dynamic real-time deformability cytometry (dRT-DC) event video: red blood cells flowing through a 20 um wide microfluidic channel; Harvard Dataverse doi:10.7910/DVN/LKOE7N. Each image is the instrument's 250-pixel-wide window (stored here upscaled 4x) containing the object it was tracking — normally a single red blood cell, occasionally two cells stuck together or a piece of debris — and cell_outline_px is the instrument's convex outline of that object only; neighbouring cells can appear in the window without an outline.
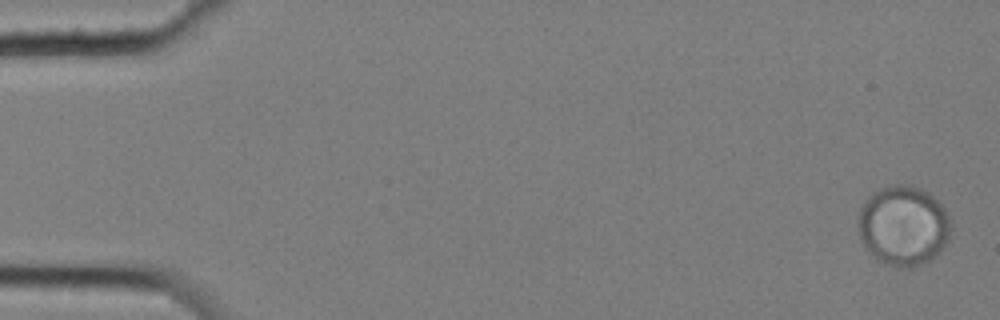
{"species": "common noctule bat (a hibernating species)", "species_latin": "Nyctalus noctula", "temperature_condition": "cold", "stored_images_in_passage": 5, "camera_frame_rate_fps": 3000, "um_per_image_px": 0.085, "animal": {"sex": "female", "body_mass_g": 25.1}, "frame": {"image": 1, "passage_image": 1, "time_ms": 0.0, "image_size_px": [1000, 320], "cell_outline_px": [[952, 224], [944, 248], [940, 252], [928, 260], [912, 268], [908, 268], [888, 264], [876, 256], [864, 244], [860, 236], [856, 224], [856, 220], [860, 208], [872, 192], [880, 188], [896, 184], [912, 184], [928, 192], [944, 208]], "centroid_in_image_um": [76.78, 19.14], "position_along_channel_um": 8.2, "area_um2": 42.95}}
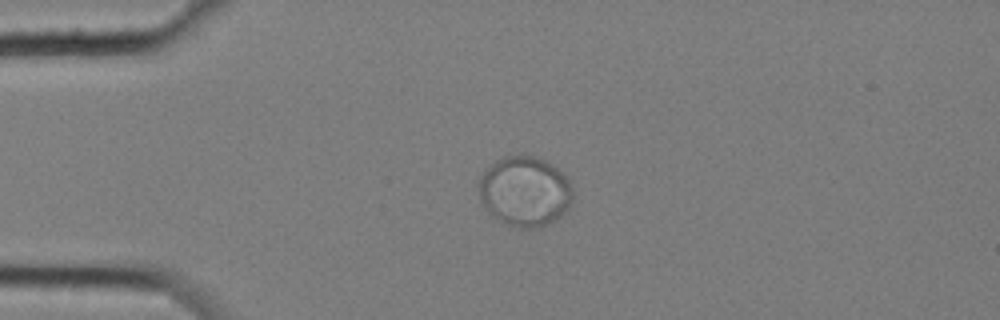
{"frame": {"image": 2, "passage_image": 4, "time_ms": 1.0, "image_size_px": [1000, 320], "cell_outline_px": [[572, 200], [568, 208], [556, 220], [540, 228], [520, 228], [508, 224], [492, 216], [488, 212], [480, 200], [480, 176], [496, 160], [508, 156], [524, 152], [544, 160], [552, 164], [568, 176], [572, 188]], "centroid_in_image_um": [44.64, 16.25], "position_along_channel_um": 40.4, "area_um2": 38.67}}